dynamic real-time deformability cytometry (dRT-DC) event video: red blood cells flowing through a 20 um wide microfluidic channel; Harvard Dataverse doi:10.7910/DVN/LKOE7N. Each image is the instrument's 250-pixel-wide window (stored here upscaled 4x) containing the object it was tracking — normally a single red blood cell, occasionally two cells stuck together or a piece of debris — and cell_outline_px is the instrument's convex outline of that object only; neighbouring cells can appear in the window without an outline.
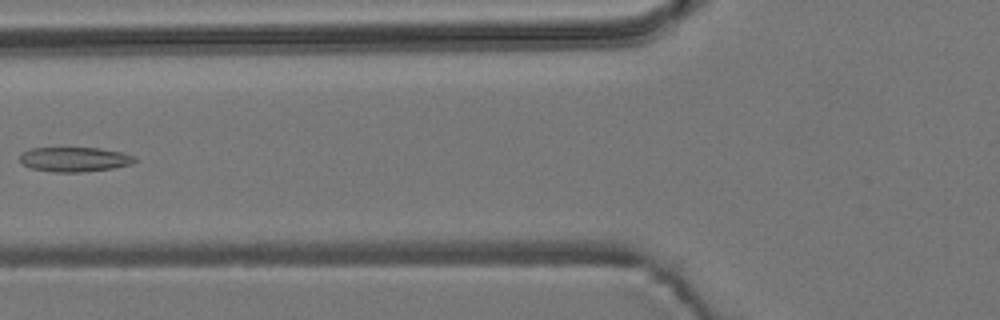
{"species": "common noctule bat (a hibernating species)", "species_latin": "Nyctalus noctula", "temperature_condition": "room temperature", "stored_images_in_passage": 6, "camera_frame_rate_fps": 3000, "um_per_image_px": 0.085, "animal": {"sex": "male", "body_mass_g": 19.2, "forearm_length_mm": 51.8}, "frame": {"image": 1, "passage_image": 5, "time_ms": 4.667, "image_size_px": [1000, 320], "cell_outline_px": [[136, 160], [132, 164], [112, 168], [80, 172], [52, 172], [32, 168], [20, 164], [20, 156], [24, 152], [32, 148], [100, 148], [124, 152], [136, 156]], "centroid_in_image_um": [6.36, 13.54], "position_along_channel_um": 119.4, "area_um2": 16.53}}
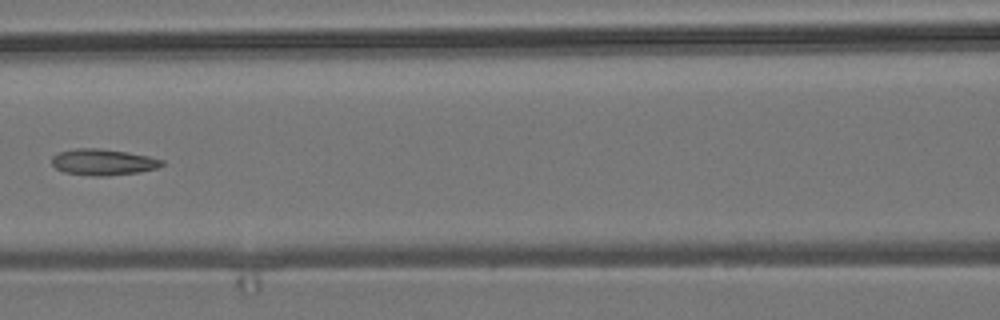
{"frame": {"image": 2, "passage_image": 6, "time_ms": 5.667, "image_size_px": [1000, 320], "cell_outline_px": [[164, 164], [156, 168], [140, 172], [108, 176], [96, 176], [64, 172], [56, 168], [52, 164], [52, 156], [60, 152], [80, 148], [100, 148], [148, 156], [164, 160]], "centroid_in_image_um": [8.77, 13.78], "position_along_channel_um": 157.8, "area_um2": 16.65}}